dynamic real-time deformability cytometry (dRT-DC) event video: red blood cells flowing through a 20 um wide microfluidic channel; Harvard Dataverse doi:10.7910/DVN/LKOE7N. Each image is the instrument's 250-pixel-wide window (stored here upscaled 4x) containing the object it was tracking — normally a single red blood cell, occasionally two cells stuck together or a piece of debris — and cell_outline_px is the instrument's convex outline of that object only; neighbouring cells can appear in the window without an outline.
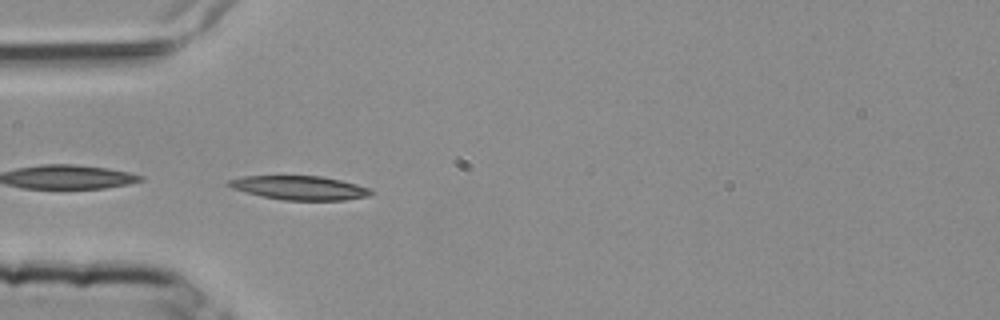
{"species": "common noctule bat (a hibernating species)", "species_latin": "Nyctalus noctula", "temperature_condition": "room temperature", "stored_images_in_passage": 3, "camera_frame_rate_fps": 3000, "um_per_image_px": 0.085, "animal": {"sex": "female", "body_mass_g": 25.1}, "frame": {"image": 1, "passage_image": 3, "time_ms": 0.667, "image_size_px": [1000, 320], "cell_outline_px": [[372, 192], [368, 196], [344, 200], [284, 200], [260, 196], [232, 188], [224, 184], [228, 180], [244, 176], [320, 176], [340, 180], [372, 188]], "centroid_in_image_um": [25.44, 15.96], "position_along_channel_um": 59.6, "area_um2": 19.83}}